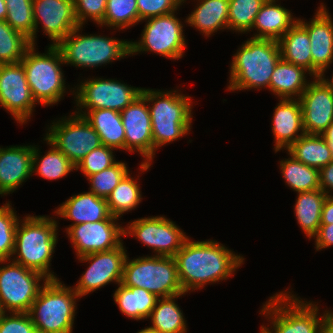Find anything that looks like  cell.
I'll list each match as a JSON object with an SVG mask.
<instances>
[{
    "label": "cell",
    "mask_w": 333,
    "mask_h": 333,
    "mask_svg": "<svg viewBox=\"0 0 333 333\" xmlns=\"http://www.w3.org/2000/svg\"><path fill=\"white\" fill-rule=\"evenodd\" d=\"M174 259L184 293L229 279L244 262V257L215 240L192 241L189 237Z\"/></svg>",
    "instance_id": "cell-1"
},
{
    "label": "cell",
    "mask_w": 333,
    "mask_h": 333,
    "mask_svg": "<svg viewBox=\"0 0 333 333\" xmlns=\"http://www.w3.org/2000/svg\"><path fill=\"white\" fill-rule=\"evenodd\" d=\"M57 230V220L49 216L33 214L19 219L11 260L41 273L48 280L59 279L49 268L58 242Z\"/></svg>",
    "instance_id": "cell-2"
},
{
    "label": "cell",
    "mask_w": 333,
    "mask_h": 333,
    "mask_svg": "<svg viewBox=\"0 0 333 333\" xmlns=\"http://www.w3.org/2000/svg\"><path fill=\"white\" fill-rule=\"evenodd\" d=\"M244 42L233 54L227 90L269 89L272 73L281 59L279 42L256 38Z\"/></svg>",
    "instance_id": "cell-3"
},
{
    "label": "cell",
    "mask_w": 333,
    "mask_h": 333,
    "mask_svg": "<svg viewBox=\"0 0 333 333\" xmlns=\"http://www.w3.org/2000/svg\"><path fill=\"white\" fill-rule=\"evenodd\" d=\"M141 94L148 102L154 155L158 148L190 133L193 118L191 97L178 90L161 91L150 88H142Z\"/></svg>",
    "instance_id": "cell-4"
},
{
    "label": "cell",
    "mask_w": 333,
    "mask_h": 333,
    "mask_svg": "<svg viewBox=\"0 0 333 333\" xmlns=\"http://www.w3.org/2000/svg\"><path fill=\"white\" fill-rule=\"evenodd\" d=\"M284 291L274 294L263 304L260 313L271 321V329L261 325L267 333H319L333 319L332 310H325L320 315L318 303L304 301L292 292Z\"/></svg>",
    "instance_id": "cell-5"
},
{
    "label": "cell",
    "mask_w": 333,
    "mask_h": 333,
    "mask_svg": "<svg viewBox=\"0 0 333 333\" xmlns=\"http://www.w3.org/2000/svg\"><path fill=\"white\" fill-rule=\"evenodd\" d=\"M28 314L38 333H72L79 295L59 280L42 282Z\"/></svg>",
    "instance_id": "cell-6"
},
{
    "label": "cell",
    "mask_w": 333,
    "mask_h": 333,
    "mask_svg": "<svg viewBox=\"0 0 333 333\" xmlns=\"http://www.w3.org/2000/svg\"><path fill=\"white\" fill-rule=\"evenodd\" d=\"M31 45L20 61L36 103L42 106L58 104L67 92L66 81L61 68L65 64L59 49L49 45L47 54L36 52Z\"/></svg>",
    "instance_id": "cell-7"
},
{
    "label": "cell",
    "mask_w": 333,
    "mask_h": 333,
    "mask_svg": "<svg viewBox=\"0 0 333 333\" xmlns=\"http://www.w3.org/2000/svg\"><path fill=\"white\" fill-rule=\"evenodd\" d=\"M76 27L56 47L65 64L74 67L96 68L130 55V41L96 34L82 35Z\"/></svg>",
    "instance_id": "cell-8"
},
{
    "label": "cell",
    "mask_w": 333,
    "mask_h": 333,
    "mask_svg": "<svg viewBox=\"0 0 333 333\" xmlns=\"http://www.w3.org/2000/svg\"><path fill=\"white\" fill-rule=\"evenodd\" d=\"M121 283L144 288L158 298L184 293L174 257L153 255L130 260L127 255Z\"/></svg>",
    "instance_id": "cell-9"
},
{
    "label": "cell",
    "mask_w": 333,
    "mask_h": 333,
    "mask_svg": "<svg viewBox=\"0 0 333 333\" xmlns=\"http://www.w3.org/2000/svg\"><path fill=\"white\" fill-rule=\"evenodd\" d=\"M175 13L176 11L143 20L146 24L141 39L137 42L130 41V55L147 51L173 60L182 58L186 48L184 24Z\"/></svg>",
    "instance_id": "cell-10"
},
{
    "label": "cell",
    "mask_w": 333,
    "mask_h": 333,
    "mask_svg": "<svg viewBox=\"0 0 333 333\" xmlns=\"http://www.w3.org/2000/svg\"><path fill=\"white\" fill-rule=\"evenodd\" d=\"M0 264L3 265L0 266V303L4 312L28 313L42 287L40 281L48 279L11 259L0 260Z\"/></svg>",
    "instance_id": "cell-11"
},
{
    "label": "cell",
    "mask_w": 333,
    "mask_h": 333,
    "mask_svg": "<svg viewBox=\"0 0 333 333\" xmlns=\"http://www.w3.org/2000/svg\"><path fill=\"white\" fill-rule=\"evenodd\" d=\"M72 114L52 122L44 137L76 166L92 150L100 147L102 142L83 116L74 112Z\"/></svg>",
    "instance_id": "cell-12"
},
{
    "label": "cell",
    "mask_w": 333,
    "mask_h": 333,
    "mask_svg": "<svg viewBox=\"0 0 333 333\" xmlns=\"http://www.w3.org/2000/svg\"><path fill=\"white\" fill-rule=\"evenodd\" d=\"M72 89L77 111H82L84 108L86 110L112 109L121 112L142 92L141 87L128 86L119 80L99 77L85 79Z\"/></svg>",
    "instance_id": "cell-13"
},
{
    "label": "cell",
    "mask_w": 333,
    "mask_h": 333,
    "mask_svg": "<svg viewBox=\"0 0 333 333\" xmlns=\"http://www.w3.org/2000/svg\"><path fill=\"white\" fill-rule=\"evenodd\" d=\"M124 237L134 236L143 245L153 249L155 256L174 257L189 237L165 216H150L129 222Z\"/></svg>",
    "instance_id": "cell-14"
},
{
    "label": "cell",
    "mask_w": 333,
    "mask_h": 333,
    "mask_svg": "<svg viewBox=\"0 0 333 333\" xmlns=\"http://www.w3.org/2000/svg\"><path fill=\"white\" fill-rule=\"evenodd\" d=\"M126 253L127 250H125L122 242L114 249L78 257L79 261L88 262L89 267L77 281L78 283L73 287V290L81 298L111 282L119 285L123 278Z\"/></svg>",
    "instance_id": "cell-15"
},
{
    "label": "cell",
    "mask_w": 333,
    "mask_h": 333,
    "mask_svg": "<svg viewBox=\"0 0 333 333\" xmlns=\"http://www.w3.org/2000/svg\"><path fill=\"white\" fill-rule=\"evenodd\" d=\"M120 114L125 132V151L139 152L144 159L139 169L141 172L147 171L155 157L147 99L141 94Z\"/></svg>",
    "instance_id": "cell-16"
},
{
    "label": "cell",
    "mask_w": 333,
    "mask_h": 333,
    "mask_svg": "<svg viewBox=\"0 0 333 333\" xmlns=\"http://www.w3.org/2000/svg\"><path fill=\"white\" fill-rule=\"evenodd\" d=\"M0 106L19 124L27 123L33 115L36 101L20 62L0 64Z\"/></svg>",
    "instance_id": "cell-17"
},
{
    "label": "cell",
    "mask_w": 333,
    "mask_h": 333,
    "mask_svg": "<svg viewBox=\"0 0 333 333\" xmlns=\"http://www.w3.org/2000/svg\"><path fill=\"white\" fill-rule=\"evenodd\" d=\"M117 220L119 219L107 218L71 226L66 233L77 258L118 247L123 241L121 237L124 236V226L119 225Z\"/></svg>",
    "instance_id": "cell-18"
},
{
    "label": "cell",
    "mask_w": 333,
    "mask_h": 333,
    "mask_svg": "<svg viewBox=\"0 0 333 333\" xmlns=\"http://www.w3.org/2000/svg\"><path fill=\"white\" fill-rule=\"evenodd\" d=\"M300 99L306 134L321 135L333 122V91L320 77H314Z\"/></svg>",
    "instance_id": "cell-19"
},
{
    "label": "cell",
    "mask_w": 333,
    "mask_h": 333,
    "mask_svg": "<svg viewBox=\"0 0 333 333\" xmlns=\"http://www.w3.org/2000/svg\"><path fill=\"white\" fill-rule=\"evenodd\" d=\"M35 39L38 25L43 26V33L56 46L71 31L78 27L74 13V0H33Z\"/></svg>",
    "instance_id": "cell-20"
},
{
    "label": "cell",
    "mask_w": 333,
    "mask_h": 333,
    "mask_svg": "<svg viewBox=\"0 0 333 333\" xmlns=\"http://www.w3.org/2000/svg\"><path fill=\"white\" fill-rule=\"evenodd\" d=\"M323 4L309 22L301 18L297 20L307 30L310 38L312 78L327 72L326 68L333 62V20Z\"/></svg>",
    "instance_id": "cell-21"
},
{
    "label": "cell",
    "mask_w": 333,
    "mask_h": 333,
    "mask_svg": "<svg viewBox=\"0 0 333 333\" xmlns=\"http://www.w3.org/2000/svg\"><path fill=\"white\" fill-rule=\"evenodd\" d=\"M33 145L0 147V195L13 193L32 176Z\"/></svg>",
    "instance_id": "cell-22"
},
{
    "label": "cell",
    "mask_w": 333,
    "mask_h": 333,
    "mask_svg": "<svg viewBox=\"0 0 333 333\" xmlns=\"http://www.w3.org/2000/svg\"><path fill=\"white\" fill-rule=\"evenodd\" d=\"M274 109L271 127L276 153L282 149L287 150L299 137L305 134V131L300 99H280Z\"/></svg>",
    "instance_id": "cell-23"
},
{
    "label": "cell",
    "mask_w": 333,
    "mask_h": 333,
    "mask_svg": "<svg viewBox=\"0 0 333 333\" xmlns=\"http://www.w3.org/2000/svg\"><path fill=\"white\" fill-rule=\"evenodd\" d=\"M54 213H56L57 219L60 216V218L74 221L66 231L73 225L117 218L110 213L106 199L98 197L92 192L71 196L59 205Z\"/></svg>",
    "instance_id": "cell-24"
},
{
    "label": "cell",
    "mask_w": 333,
    "mask_h": 333,
    "mask_svg": "<svg viewBox=\"0 0 333 333\" xmlns=\"http://www.w3.org/2000/svg\"><path fill=\"white\" fill-rule=\"evenodd\" d=\"M278 0H266L256 15L252 30L257 33L251 38L278 41L298 20L292 12L278 5Z\"/></svg>",
    "instance_id": "cell-25"
},
{
    "label": "cell",
    "mask_w": 333,
    "mask_h": 333,
    "mask_svg": "<svg viewBox=\"0 0 333 333\" xmlns=\"http://www.w3.org/2000/svg\"><path fill=\"white\" fill-rule=\"evenodd\" d=\"M83 116L99 135L102 145L125 150V132L119 111L112 109L74 111Z\"/></svg>",
    "instance_id": "cell-26"
},
{
    "label": "cell",
    "mask_w": 333,
    "mask_h": 333,
    "mask_svg": "<svg viewBox=\"0 0 333 333\" xmlns=\"http://www.w3.org/2000/svg\"><path fill=\"white\" fill-rule=\"evenodd\" d=\"M197 6L185 19V23L195 27L202 35L228 29L229 0H197Z\"/></svg>",
    "instance_id": "cell-27"
},
{
    "label": "cell",
    "mask_w": 333,
    "mask_h": 333,
    "mask_svg": "<svg viewBox=\"0 0 333 333\" xmlns=\"http://www.w3.org/2000/svg\"><path fill=\"white\" fill-rule=\"evenodd\" d=\"M306 72L304 68L281 58L272 73L269 91L279 99H299L309 84Z\"/></svg>",
    "instance_id": "cell-28"
},
{
    "label": "cell",
    "mask_w": 333,
    "mask_h": 333,
    "mask_svg": "<svg viewBox=\"0 0 333 333\" xmlns=\"http://www.w3.org/2000/svg\"><path fill=\"white\" fill-rule=\"evenodd\" d=\"M281 58L300 66L312 76L311 44L307 30L298 22L278 40Z\"/></svg>",
    "instance_id": "cell-29"
},
{
    "label": "cell",
    "mask_w": 333,
    "mask_h": 333,
    "mask_svg": "<svg viewBox=\"0 0 333 333\" xmlns=\"http://www.w3.org/2000/svg\"><path fill=\"white\" fill-rule=\"evenodd\" d=\"M118 286L113 298L119 310L132 320L149 319L158 297L144 288L125 286L122 283Z\"/></svg>",
    "instance_id": "cell-30"
},
{
    "label": "cell",
    "mask_w": 333,
    "mask_h": 333,
    "mask_svg": "<svg viewBox=\"0 0 333 333\" xmlns=\"http://www.w3.org/2000/svg\"><path fill=\"white\" fill-rule=\"evenodd\" d=\"M286 151L300 162L319 170L333 160L329 144L322 135L317 134L305 133Z\"/></svg>",
    "instance_id": "cell-31"
},
{
    "label": "cell",
    "mask_w": 333,
    "mask_h": 333,
    "mask_svg": "<svg viewBox=\"0 0 333 333\" xmlns=\"http://www.w3.org/2000/svg\"><path fill=\"white\" fill-rule=\"evenodd\" d=\"M294 205L297 223L309 239L314 237L321 225L322 206L327 195L317 189L299 192Z\"/></svg>",
    "instance_id": "cell-32"
},
{
    "label": "cell",
    "mask_w": 333,
    "mask_h": 333,
    "mask_svg": "<svg viewBox=\"0 0 333 333\" xmlns=\"http://www.w3.org/2000/svg\"><path fill=\"white\" fill-rule=\"evenodd\" d=\"M185 294L158 298L149 317L152 323L149 327L157 333H186L188 328L185 317L178 304L175 303V299Z\"/></svg>",
    "instance_id": "cell-33"
},
{
    "label": "cell",
    "mask_w": 333,
    "mask_h": 333,
    "mask_svg": "<svg viewBox=\"0 0 333 333\" xmlns=\"http://www.w3.org/2000/svg\"><path fill=\"white\" fill-rule=\"evenodd\" d=\"M43 140L51 147L41 156L37 145H33L32 175L36 173L48 180H58L75 170V165L60 150L45 137Z\"/></svg>",
    "instance_id": "cell-34"
},
{
    "label": "cell",
    "mask_w": 333,
    "mask_h": 333,
    "mask_svg": "<svg viewBox=\"0 0 333 333\" xmlns=\"http://www.w3.org/2000/svg\"><path fill=\"white\" fill-rule=\"evenodd\" d=\"M280 169L286 185L293 191L299 193L320 189L319 169L307 166L292 155L280 161Z\"/></svg>",
    "instance_id": "cell-35"
},
{
    "label": "cell",
    "mask_w": 333,
    "mask_h": 333,
    "mask_svg": "<svg viewBox=\"0 0 333 333\" xmlns=\"http://www.w3.org/2000/svg\"><path fill=\"white\" fill-rule=\"evenodd\" d=\"M142 193L137 180L130 175V171L121 179L106 199L112 216L121 218L124 213L135 210L141 203Z\"/></svg>",
    "instance_id": "cell-36"
},
{
    "label": "cell",
    "mask_w": 333,
    "mask_h": 333,
    "mask_svg": "<svg viewBox=\"0 0 333 333\" xmlns=\"http://www.w3.org/2000/svg\"><path fill=\"white\" fill-rule=\"evenodd\" d=\"M30 46L29 38L0 21V64L19 63Z\"/></svg>",
    "instance_id": "cell-37"
},
{
    "label": "cell",
    "mask_w": 333,
    "mask_h": 333,
    "mask_svg": "<svg viewBox=\"0 0 333 333\" xmlns=\"http://www.w3.org/2000/svg\"><path fill=\"white\" fill-rule=\"evenodd\" d=\"M139 22L136 0H107L106 10L101 27L109 29H127Z\"/></svg>",
    "instance_id": "cell-38"
},
{
    "label": "cell",
    "mask_w": 333,
    "mask_h": 333,
    "mask_svg": "<svg viewBox=\"0 0 333 333\" xmlns=\"http://www.w3.org/2000/svg\"><path fill=\"white\" fill-rule=\"evenodd\" d=\"M5 4L7 7L5 21L29 38L31 45H35L33 0H5Z\"/></svg>",
    "instance_id": "cell-39"
},
{
    "label": "cell",
    "mask_w": 333,
    "mask_h": 333,
    "mask_svg": "<svg viewBox=\"0 0 333 333\" xmlns=\"http://www.w3.org/2000/svg\"><path fill=\"white\" fill-rule=\"evenodd\" d=\"M266 0H229L228 29L243 33L252 30L256 15Z\"/></svg>",
    "instance_id": "cell-40"
},
{
    "label": "cell",
    "mask_w": 333,
    "mask_h": 333,
    "mask_svg": "<svg viewBox=\"0 0 333 333\" xmlns=\"http://www.w3.org/2000/svg\"><path fill=\"white\" fill-rule=\"evenodd\" d=\"M127 166V163L117 161L111 167L90 175L87 178L90 185L89 192L107 199L121 179L129 172Z\"/></svg>",
    "instance_id": "cell-41"
},
{
    "label": "cell",
    "mask_w": 333,
    "mask_h": 333,
    "mask_svg": "<svg viewBox=\"0 0 333 333\" xmlns=\"http://www.w3.org/2000/svg\"><path fill=\"white\" fill-rule=\"evenodd\" d=\"M10 204L0 206V260H10L15 247L19 217Z\"/></svg>",
    "instance_id": "cell-42"
},
{
    "label": "cell",
    "mask_w": 333,
    "mask_h": 333,
    "mask_svg": "<svg viewBox=\"0 0 333 333\" xmlns=\"http://www.w3.org/2000/svg\"><path fill=\"white\" fill-rule=\"evenodd\" d=\"M114 150L116 149L101 145L79 161L75 170H81L84 176L88 178L90 175L111 167L117 162L113 155Z\"/></svg>",
    "instance_id": "cell-43"
},
{
    "label": "cell",
    "mask_w": 333,
    "mask_h": 333,
    "mask_svg": "<svg viewBox=\"0 0 333 333\" xmlns=\"http://www.w3.org/2000/svg\"><path fill=\"white\" fill-rule=\"evenodd\" d=\"M107 0H74V13L79 26L90 19L98 26L103 22Z\"/></svg>",
    "instance_id": "cell-44"
},
{
    "label": "cell",
    "mask_w": 333,
    "mask_h": 333,
    "mask_svg": "<svg viewBox=\"0 0 333 333\" xmlns=\"http://www.w3.org/2000/svg\"><path fill=\"white\" fill-rule=\"evenodd\" d=\"M139 22L177 11L186 0H136Z\"/></svg>",
    "instance_id": "cell-45"
},
{
    "label": "cell",
    "mask_w": 333,
    "mask_h": 333,
    "mask_svg": "<svg viewBox=\"0 0 333 333\" xmlns=\"http://www.w3.org/2000/svg\"><path fill=\"white\" fill-rule=\"evenodd\" d=\"M9 314L0 318V333H38L28 313Z\"/></svg>",
    "instance_id": "cell-46"
},
{
    "label": "cell",
    "mask_w": 333,
    "mask_h": 333,
    "mask_svg": "<svg viewBox=\"0 0 333 333\" xmlns=\"http://www.w3.org/2000/svg\"><path fill=\"white\" fill-rule=\"evenodd\" d=\"M313 238L317 251L333 246V223L321 224L318 233Z\"/></svg>",
    "instance_id": "cell-47"
},
{
    "label": "cell",
    "mask_w": 333,
    "mask_h": 333,
    "mask_svg": "<svg viewBox=\"0 0 333 333\" xmlns=\"http://www.w3.org/2000/svg\"><path fill=\"white\" fill-rule=\"evenodd\" d=\"M320 189L327 195L333 196V160L319 170ZM331 191V193H330Z\"/></svg>",
    "instance_id": "cell-48"
},
{
    "label": "cell",
    "mask_w": 333,
    "mask_h": 333,
    "mask_svg": "<svg viewBox=\"0 0 333 333\" xmlns=\"http://www.w3.org/2000/svg\"><path fill=\"white\" fill-rule=\"evenodd\" d=\"M333 223V196H327L323 206L321 214V224Z\"/></svg>",
    "instance_id": "cell-49"
},
{
    "label": "cell",
    "mask_w": 333,
    "mask_h": 333,
    "mask_svg": "<svg viewBox=\"0 0 333 333\" xmlns=\"http://www.w3.org/2000/svg\"><path fill=\"white\" fill-rule=\"evenodd\" d=\"M325 141L329 144L331 154L333 156V122L328 126V128L321 134Z\"/></svg>",
    "instance_id": "cell-50"
},
{
    "label": "cell",
    "mask_w": 333,
    "mask_h": 333,
    "mask_svg": "<svg viewBox=\"0 0 333 333\" xmlns=\"http://www.w3.org/2000/svg\"><path fill=\"white\" fill-rule=\"evenodd\" d=\"M7 15V7L5 0H0V21H5Z\"/></svg>",
    "instance_id": "cell-51"
},
{
    "label": "cell",
    "mask_w": 333,
    "mask_h": 333,
    "mask_svg": "<svg viewBox=\"0 0 333 333\" xmlns=\"http://www.w3.org/2000/svg\"><path fill=\"white\" fill-rule=\"evenodd\" d=\"M333 75V74H332ZM324 83L333 91V76H331V80L330 79H326L325 78V73H321L319 76Z\"/></svg>",
    "instance_id": "cell-52"
},
{
    "label": "cell",
    "mask_w": 333,
    "mask_h": 333,
    "mask_svg": "<svg viewBox=\"0 0 333 333\" xmlns=\"http://www.w3.org/2000/svg\"><path fill=\"white\" fill-rule=\"evenodd\" d=\"M319 333H333V319Z\"/></svg>",
    "instance_id": "cell-53"
},
{
    "label": "cell",
    "mask_w": 333,
    "mask_h": 333,
    "mask_svg": "<svg viewBox=\"0 0 333 333\" xmlns=\"http://www.w3.org/2000/svg\"><path fill=\"white\" fill-rule=\"evenodd\" d=\"M137 333H157V332L150 327H146L144 329H141Z\"/></svg>",
    "instance_id": "cell-54"
},
{
    "label": "cell",
    "mask_w": 333,
    "mask_h": 333,
    "mask_svg": "<svg viewBox=\"0 0 333 333\" xmlns=\"http://www.w3.org/2000/svg\"><path fill=\"white\" fill-rule=\"evenodd\" d=\"M4 313H5V312H4V310H3L2 306H1V303H0V318H1V316H2Z\"/></svg>",
    "instance_id": "cell-55"
},
{
    "label": "cell",
    "mask_w": 333,
    "mask_h": 333,
    "mask_svg": "<svg viewBox=\"0 0 333 333\" xmlns=\"http://www.w3.org/2000/svg\"><path fill=\"white\" fill-rule=\"evenodd\" d=\"M260 333H267L262 327H260Z\"/></svg>",
    "instance_id": "cell-56"
}]
</instances>
